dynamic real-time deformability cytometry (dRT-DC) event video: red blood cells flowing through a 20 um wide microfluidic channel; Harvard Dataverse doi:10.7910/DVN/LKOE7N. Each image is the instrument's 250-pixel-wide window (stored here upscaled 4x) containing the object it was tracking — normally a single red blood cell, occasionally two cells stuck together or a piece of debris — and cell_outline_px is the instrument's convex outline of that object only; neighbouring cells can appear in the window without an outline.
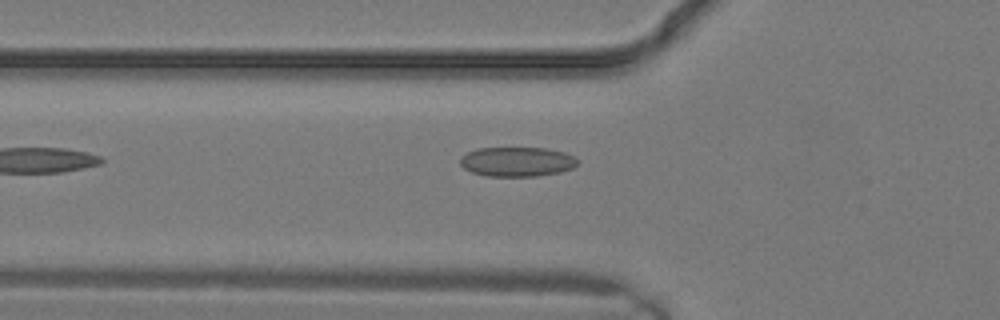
{"species": "common noctule bat (a hibernating species)", "species_latin": "Nyctalus noctula", "temperature_condition": "warm", "stored_images_in_passage": 4, "camera_frame_rate_fps": 3000, "um_per_image_px": 0.085, "animal": {"sex": "male", "body_mass_g": 19.2, "forearm_length_mm": 51.8}, "frame": {"image": 1, "passage_image": 4, "time_ms": 1.0, "image_size_px": [1000, 320], "cell_outline_px": [[580, 164], [572, 168], [560, 172], [536, 176], [488, 176], [472, 172], [464, 168], [460, 164], [460, 156], [468, 152], [480, 148], [548, 148], [564, 152], [580, 160]], "centroid_in_image_um": [43.98, 13.74], "position_along_channel_um": 81.8, "area_um2": 20.29}}